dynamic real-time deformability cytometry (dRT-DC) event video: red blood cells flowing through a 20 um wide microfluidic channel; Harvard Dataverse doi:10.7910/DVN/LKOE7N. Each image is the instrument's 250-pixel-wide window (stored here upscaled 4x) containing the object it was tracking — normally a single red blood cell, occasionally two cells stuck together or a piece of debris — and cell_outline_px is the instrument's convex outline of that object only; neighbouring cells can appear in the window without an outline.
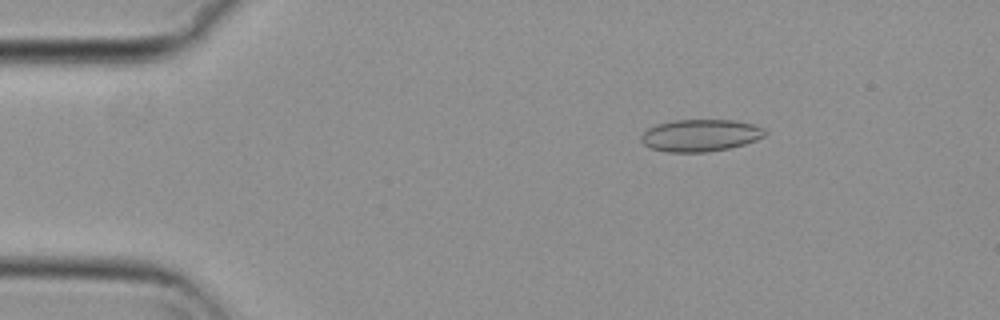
{"species": "common noctule bat (a hibernating species)", "species_latin": "Nyctalus noctula", "temperature_condition": "cold", "stored_images_in_passage": 55, "camera_frame_rate_fps": 3000, "um_per_image_px": 0.085, "animal": {"sex": "female", "body_mass_g": 29.2, "forearm_length_mm": 56.3}, "frame": {"image": 1, "passage_image": 9, "time_ms": 2.667, "image_size_px": [1000, 320], "cell_outline_px": [[768, 132], [764, 136], [756, 140], [744, 144], [728, 148], [708, 152], [664, 152], [652, 148], [644, 144], [640, 140], [640, 136], [648, 128], [656, 124], [676, 120], [732, 120], [756, 124], [764, 128]], "centroid_in_image_um": [59.55, 11.5], "position_along_channel_um": 25.5, "area_um2": 23.29}}
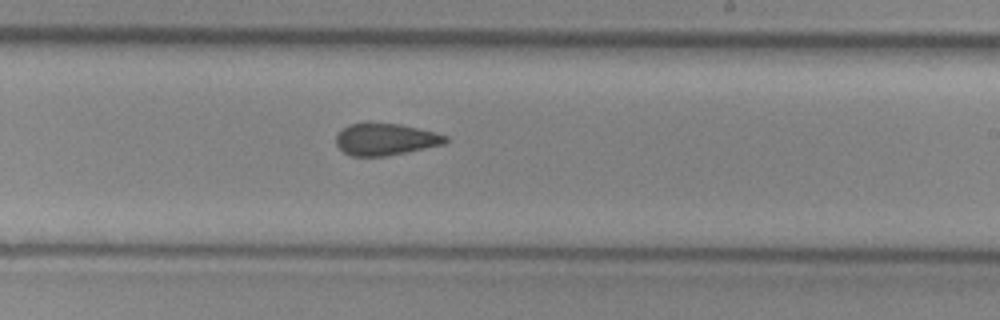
{"frame": {"image": 2, "passage_image": 33, "time_ms": 10.667, "image_size_px": [1000, 320], "cell_outline_px": [[448, 140], [444, 144], [384, 156], [352, 156], [344, 152], [336, 144], [336, 136], [348, 124], [368, 120], [400, 124], [448, 136]], "centroid_in_image_um": [32.71, 11.8], "position_along_channel_um": 256.3, "area_um2": 20.46}}
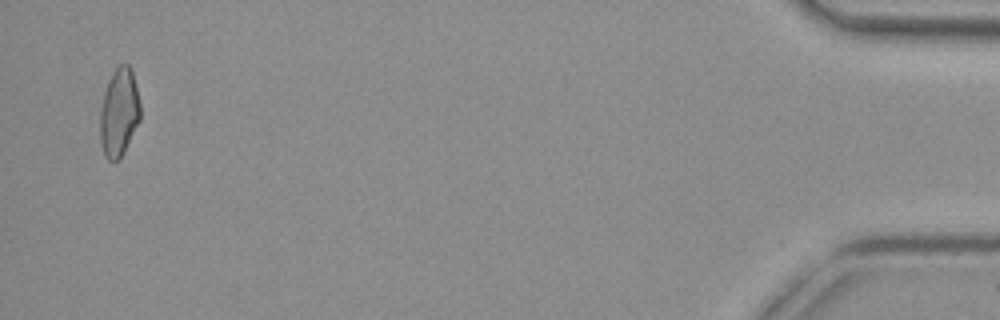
{"frame": {"image": 3, "passage_image": 54, "time_ms": 17.667, "image_size_px": [1000, 320], "cell_outline_px": [[140, 120], [120, 160], [108, 160], [104, 156], [100, 140], [100, 108], [104, 92], [108, 80], [112, 72], [120, 64], [128, 64], [132, 72], [140, 104]], "centroid_in_image_um": [10.1, 9.58], "position_along_channel_um": 425.1, "area_um2": 20.69}, "authors_computed_cell_mechanics": {"area_um2": 21.3282, "velocity_mm_per_s": 3.7304, "shape_relaxation_time_tau1_ms": null, "shape_relaxation_time_tau2_ms": 2.7196, "deformation_change_tau1": null, "deformation_change_tau2": 0.0824}}